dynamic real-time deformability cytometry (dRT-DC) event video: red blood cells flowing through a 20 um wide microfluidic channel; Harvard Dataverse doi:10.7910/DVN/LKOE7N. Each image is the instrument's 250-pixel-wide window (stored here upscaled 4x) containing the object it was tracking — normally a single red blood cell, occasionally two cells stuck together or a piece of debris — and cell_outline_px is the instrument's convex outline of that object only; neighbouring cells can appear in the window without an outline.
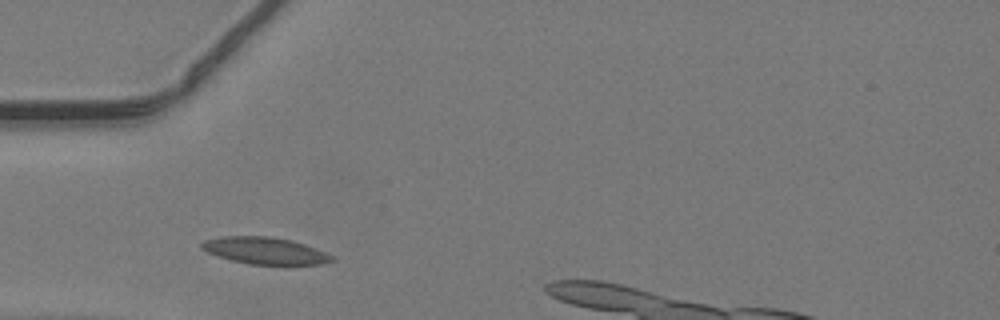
{"species": "common noctule bat (a hibernating species)", "species_latin": "Nyctalus noctula", "temperature_condition": "warm", "stored_images_in_passage": 27, "camera_frame_rate_fps": 3000, "um_per_image_px": 0.085, "animal": {"sex": "male", "body_mass_g": 19.2, "forearm_length_mm": 51.8}, "frame": {"image": 1, "passage_image": 1, "time_ms": 0.0, "image_size_px": [1000, 320], "cell_outline_px": [[336, 260], [320, 264], [252, 264], [232, 260], [208, 252], [200, 248], [200, 244], [204, 240], [220, 236], [272, 236], [292, 240], [304, 244], [324, 252], [332, 256]], "centroid_in_image_um": [22.5, 21.29], "position_along_channel_um": 62.5, "area_um2": 20.17}}
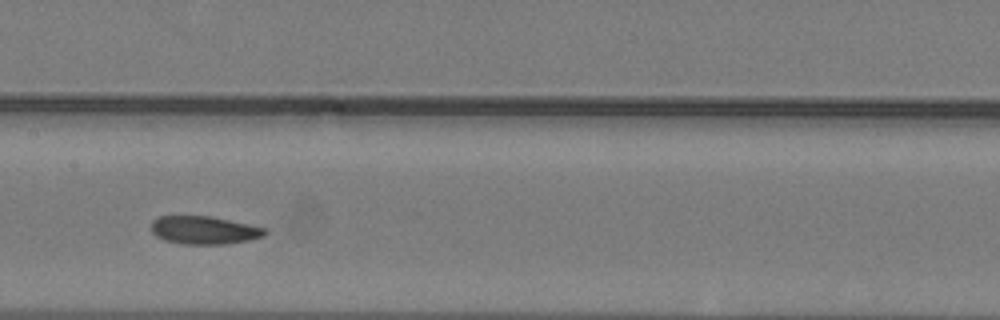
{"frame": {"image": 2, "passage_image": 10, "time_ms": 3.0, "image_size_px": [1000, 320], "cell_outline_px": [[268, 232], [264, 236], [248, 240], [224, 244], [180, 244], [164, 240], [156, 236], [152, 232], [152, 220], [160, 216], [208, 216], [268, 228]], "centroid_in_image_um": [17.35, 19.57], "position_along_channel_um": 190.0, "area_um2": 18.55}}
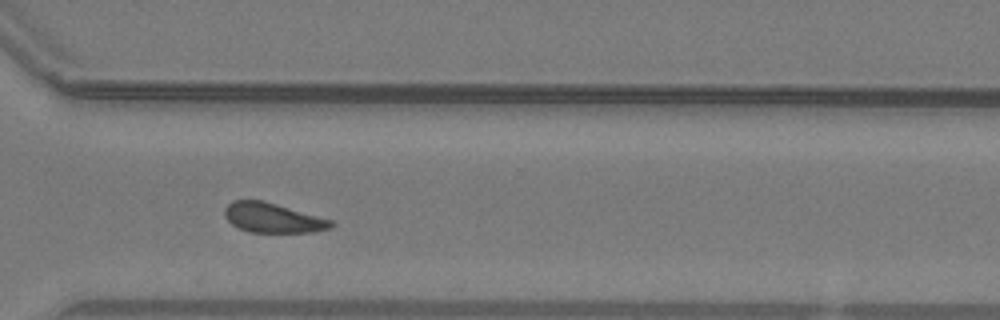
{"frame": {"image": 3, "passage_image": 21, "time_ms": 6.667, "image_size_px": [1000, 320], "cell_outline_px": [[336, 224], [328, 228], [312, 232], [248, 232], [232, 224], [224, 216], [224, 208], [232, 200], [264, 200], [332, 220]], "centroid_in_image_um": [23.16, 18.5], "position_along_channel_um": 347.4, "area_um2": 18.38}}